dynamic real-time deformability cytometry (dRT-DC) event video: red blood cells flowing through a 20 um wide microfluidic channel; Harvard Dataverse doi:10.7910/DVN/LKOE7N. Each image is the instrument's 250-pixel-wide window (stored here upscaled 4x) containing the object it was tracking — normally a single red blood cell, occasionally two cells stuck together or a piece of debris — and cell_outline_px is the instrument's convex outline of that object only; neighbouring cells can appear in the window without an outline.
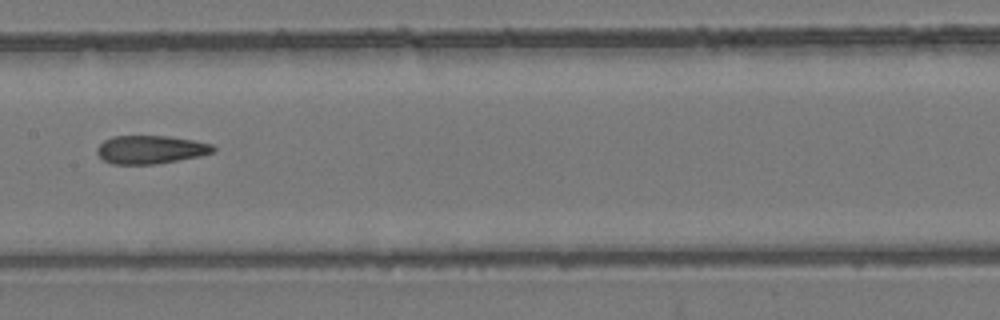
{"species": "common noctule bat (a hibernating species)", "species_latin": "Nyctalus noctula", "temperature_condition": "room temperature", "stored_images_in_passage": 10, "camera_frame_rate_fps": 3000, "um_per_image_px": 0.085, "animal": {"sex": "female", "body_mass_g": 24.6, "forearm_length_mm": 56.2}, "frame": {"image": 1, "passage_image": 9, "time_ms": 2.667, "image_size_px": [1000, 320], "cell_outline_px": [[216, 152], [200, 156], [156, 164], [112, 164], [104, 160], [96, 152], [96, 148], [104, 140], [112, 136], [168, 136], [192, 140], [212, 144], [216, 148]], "centroid_in_image_um": [12.81, 12.71], "position_along_channel_um": 194.6, "area_um2": 19.19}}
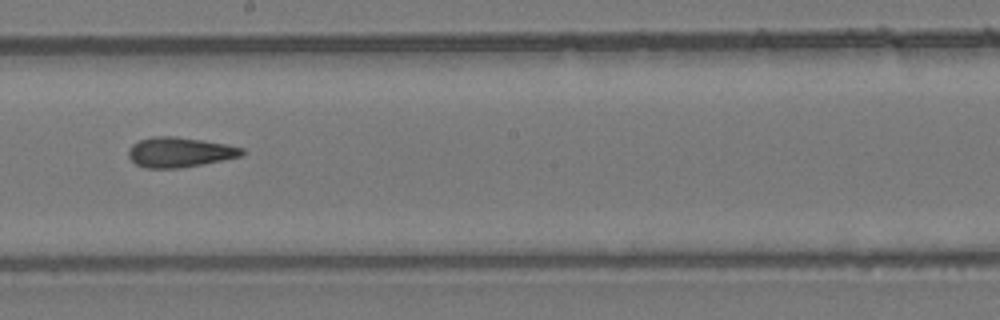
{"frame": {"image": 2, "passage_image": 10, "time_ms": 3.0, "image_size_px": [1000, 320], "cell_outline_px": [[244, 156], [204, 164], [180, 168], [144, 168], [136, 164], [128, 156], [128, 148], [132, 144], [140, 140], [152, 136], [176, 136], [228, 144], [244, 148]], "centroid_in_image_um": [15.29, 12.94], "position_along_channel_um": 232.9, "area_um2": 20.11}}